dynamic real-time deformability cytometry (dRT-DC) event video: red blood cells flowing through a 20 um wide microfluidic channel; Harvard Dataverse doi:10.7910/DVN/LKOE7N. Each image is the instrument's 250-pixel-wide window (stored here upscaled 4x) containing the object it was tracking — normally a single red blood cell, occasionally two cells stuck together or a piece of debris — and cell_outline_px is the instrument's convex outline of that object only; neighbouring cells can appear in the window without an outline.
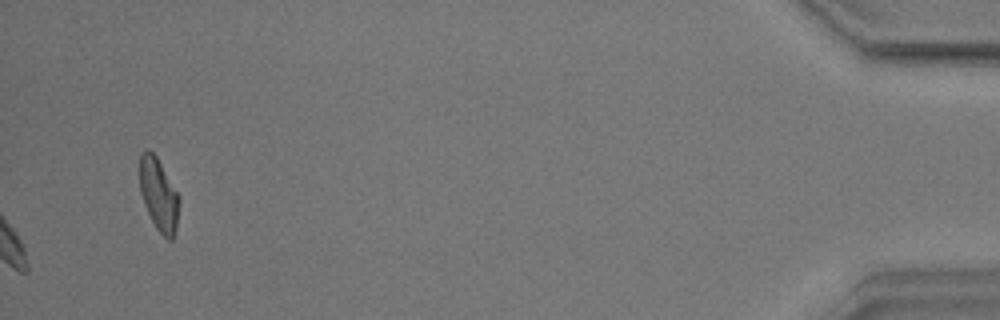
{"species": "common noctule bat (a hibernating species)", "species_latin": "Nyctalus noctula", "temperature_condition": "warm", "stored_images_in_passage": 42, "camera_frame_rate_fps": 3000, "um_per_image_px": 0.085, "animal": {"sex": "male", "body_mass_g": 17.9}, "frame": {"image": 1, "passage_image": 42, "time_ms": 13.667, "image_size_px": [1000, 320], "cell_outline_px": [[180, 200], [176, 232], [172, 240], [168, 240], [156, 228], [144, 204], [140, 192], [140, 152], [148, 148], [156, 156], [180, 196]], "centroid_in_image_um": [13.5, 16.55], "position_along_channel_um": 421.7, "area_um2": 16.76}, "authors_computed_cell_mechanics": {"area_um2": 17.5134, "velocity_mm_per_s": 3.4732, "shape_relaxation_time_tau1_ms": null, "shape_relaxation_time_tau2_ms": 7.8752, "deformation_change_tau1": null, "deformation_change_tau2": 0.1301}}